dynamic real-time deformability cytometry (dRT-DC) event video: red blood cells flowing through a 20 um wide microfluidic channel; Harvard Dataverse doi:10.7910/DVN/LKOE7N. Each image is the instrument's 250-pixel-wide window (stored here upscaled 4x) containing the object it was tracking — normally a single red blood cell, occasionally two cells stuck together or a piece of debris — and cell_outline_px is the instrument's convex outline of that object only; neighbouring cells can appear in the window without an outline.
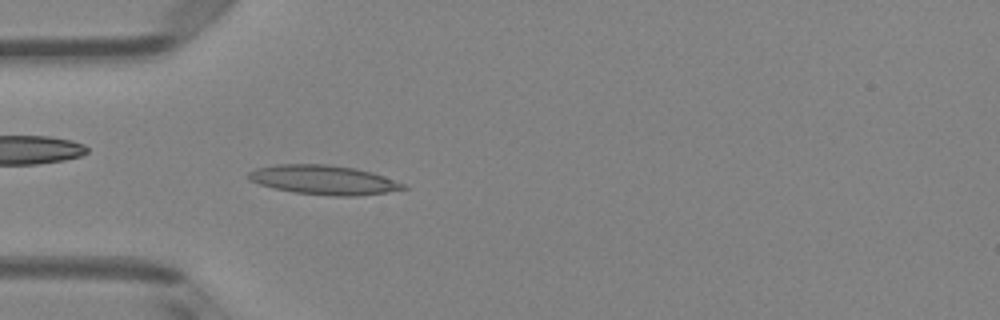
{"species": "Egyptian fruit bat (a non-hibernating species)", "species_latin": "Rousettus aegyptiacus", "temperature_condition": "room temperature", "stored_images_in_passage": 49, "camera_frame_rate_fps": 3000, "um_per_image_px": 0.085, "animal": {"sex": "female"}, "frame": {"image": 1, "passage_image": 14, "time_ms": 4.333, "image_size_px": [1000, 320], "cell_outline_px": [[408, 188], [388, 192], [356, 196], [332, 196], [292, 192], [260, 184], [252, 180], [248, 176], [248, 172], [256, 168], [276, 164], [328, 164], [356, 168], [372, 172], [384, 176], [404, 184]], "centroid_in_image_um": [27.54, 15.29], "position_along_channel_um": 57.5, "area_um2": 26.36}}
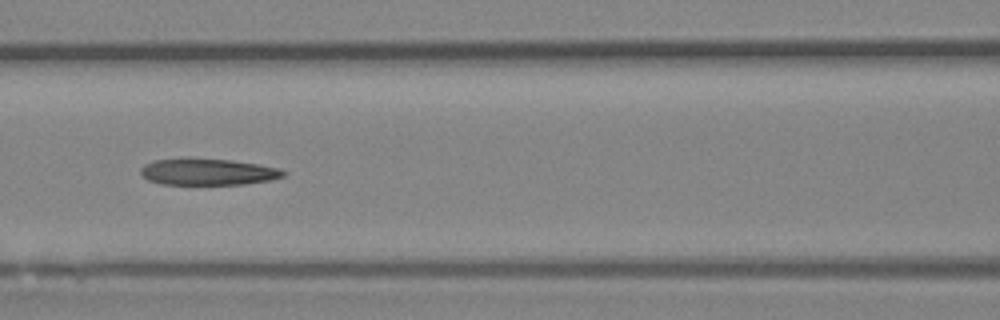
{"frame": {"image": 2, "passage_image": 21, "time_ms": 6.667, "image_size_px": [1000, 320], "cell_outline_px": [[288, 172], [284, 176], [272, 180], [244, 184], [160, 184], [148, 180], [140, 172], [140, 168], [144, 164], [152, 160], [232, 160], [280, 168]], "centroid_in_image_um": [17.72, 14.63], "position_along_channel_um": 148.9, "area_um2": 21.56}}
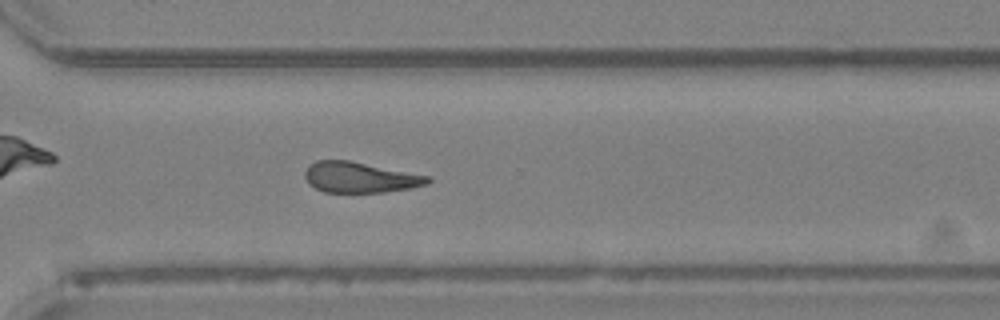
{"frame": {"image": 3, "passage_image": 35, "time_ms": 11.333, "image_size_px": [1000, 320], "cell_outline_px": [[432, 180], [428, 184], [408, 188], [384, 192], [324, 192], [308, 184], [304, 176], [304, 172], [308, 164], [316, 160], [348, 160], [432, 176]], "centroid_in_image_um": [30.59, 15.06], "position_along_channel_um": 340.0, "area_um2": 22.08}}